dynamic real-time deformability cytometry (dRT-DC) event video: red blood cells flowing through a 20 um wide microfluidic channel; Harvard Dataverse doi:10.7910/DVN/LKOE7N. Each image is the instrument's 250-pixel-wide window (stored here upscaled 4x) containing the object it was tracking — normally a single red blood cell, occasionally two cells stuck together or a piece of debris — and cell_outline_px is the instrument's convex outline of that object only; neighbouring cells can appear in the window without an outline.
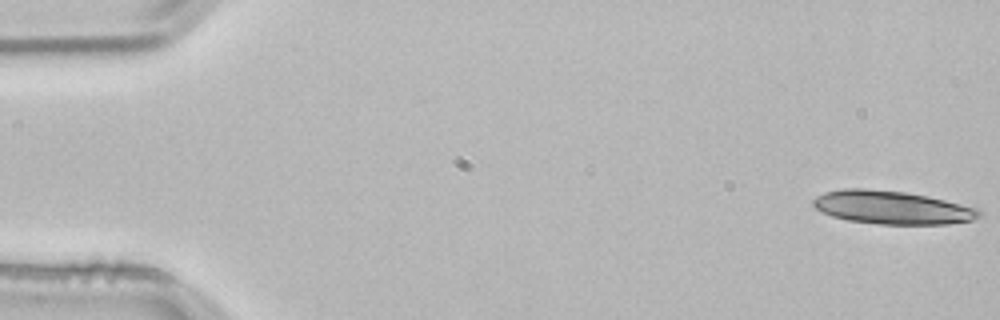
{"species": "common noctule bat (a hibernating species)", "species_latin": "Nyctalus noctula", "temperature_condition": "room temperature", "stored_images_in_passage": 14, "camera_frame_rate_fps": 3000, "um_per_image_px": 0.085, "animal": {"sex": "male", "body_mass_g": 21.5, "forearm_length_mm": 52.0}, "frame": {"image": 1, "passage_image": 1, "time_ms": 0.0, "image_size_px": [1000, 320], "cell_outline_px": [[984, 212], [980, 216], [972, 220], [948, 224], [880, 224], [848, 220], [832, 216], [820, 212], [812, 204], [812, 200], [816, 196], [824, 192], [844, 188], [868, 188], [908, 192], [928, 196], [980, 208]], "centroid_in_image_um": [75.84, 17.62], "position_along_channel_um": 9.2, "area_um2": 32.54}}